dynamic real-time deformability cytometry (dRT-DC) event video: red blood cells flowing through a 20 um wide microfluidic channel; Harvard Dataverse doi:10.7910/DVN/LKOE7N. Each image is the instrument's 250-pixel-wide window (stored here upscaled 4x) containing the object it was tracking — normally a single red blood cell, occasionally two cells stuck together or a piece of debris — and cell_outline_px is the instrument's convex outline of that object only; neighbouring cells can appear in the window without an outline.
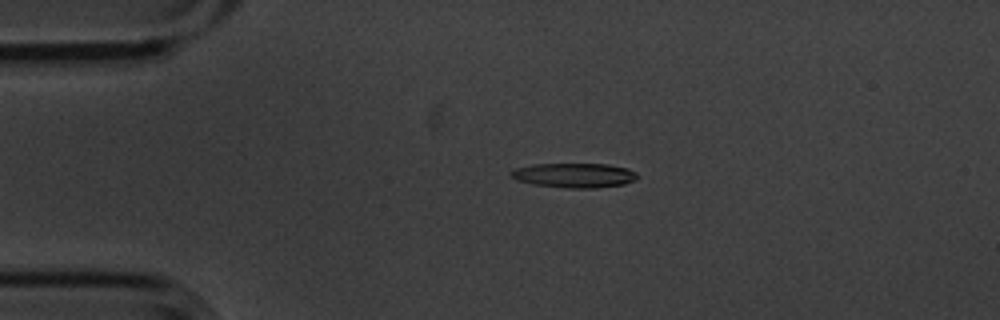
{"species": "common noctule bat (a hibernating species)", "species_latin": "Nyctalus noctula", "temperature_condition": "cold", "stored_images_in_passage": 3, "camera_frame_rate_fps": 3000, "um_per_image_px": 0.085, "animal": {"sex": "male", "body_mass_g": 20.1, "forearm_length_mm": 53.5}, "frame": {"image": 1, "passage_image": 2, "time_ms": 0.333, "image_size_px": [1000, 320], "cell_outline_px": [[636, 180], [624, 184], [596, 188], [564, 188], [532, 184], [516, 180], [508, 172], [516, 168], [532, 164], [608, 164], [628, 168], [636, 172]], "centroid_in_image_um": [48.8, 14.9], "position_along_channel_um": 36.2, "area_um2": 18.21}}